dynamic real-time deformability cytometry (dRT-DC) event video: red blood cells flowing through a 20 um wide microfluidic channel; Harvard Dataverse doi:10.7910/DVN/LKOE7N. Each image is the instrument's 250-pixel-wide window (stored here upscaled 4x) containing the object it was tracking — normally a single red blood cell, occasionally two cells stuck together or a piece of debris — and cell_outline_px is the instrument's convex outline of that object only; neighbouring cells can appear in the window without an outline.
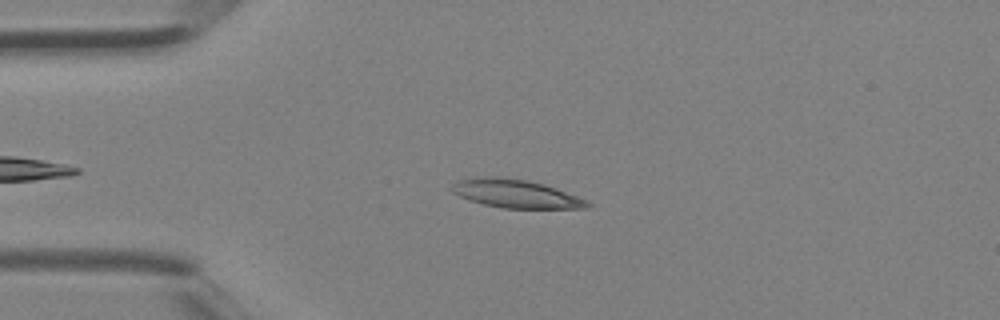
{"species": "Egyptian fruit bat (a non-hibernating species)", "species_latin": "Rousettus aegyptiacus", "temperature_condition": "room temperature", "stored_images_in_passage": 28, "camera_frame_rate_fps": 3000, "um_per_image_px": 0.085, "animal": {"sex": "female"}, "frame": {"image": 1, "passage_image": 1, "time_ms": 0.0, "image_size_px": [1000, 320], "cell_outline_px": [[592, 204], [588, 208], [504, 208], [484, 204], [468, 200], [452, 192], [448, 188], [456, 180], [476, 176], [500, 176], [528, 180], [544, 184], [556, 188], [588, 200]], "centroid_in_image_um": [43.79, 16.44], "position_along_channel_um": 41.2, "area_um2": 22.72}}
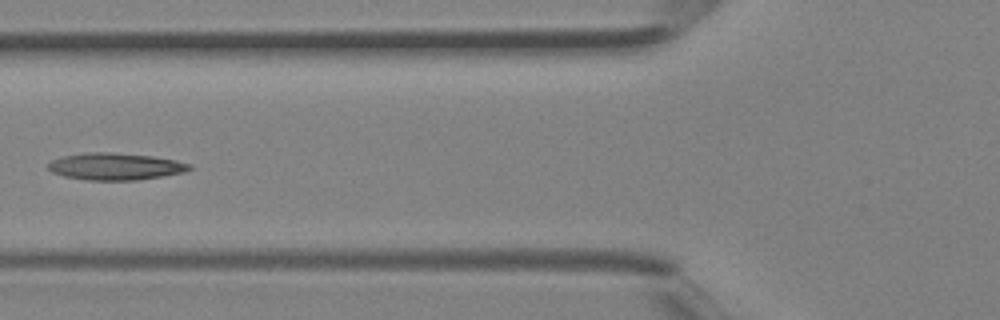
{"frame": {"image": 2, "passage_image": 7, "time_ms": 2.0, "image_size_px": [1000, 320], "cell_outline_px": [[192, 168], [184, 172], [164, 176], [136, 180], [84, 180], [64, 176], [52, 172], [48, 168], [48, 164], [52, 160], [64, 156], [88, 152], [112, 152], [152, 156], [176, 160], [192, 164]], "centroid_in_image_um": [9.83, 14.15], "position_along_channel_um": 116.0, "area_um2": 22.25}}
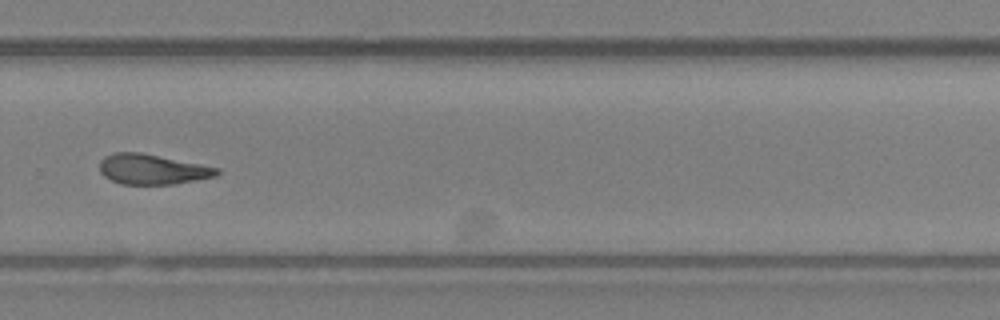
{"frame": {"image": 3, "passage_image": 19, "time_ms": 6.0, "image_size_px": [1000, 320], "cell_outline_px": [[220, 172], [216, 176], [196, 180], [172, 184], [120, 184], [104, 176], [100, 172], [100, 160], [104, 156], [112, 152], [140, 152], [220, 168]], "centroid_in_image_um": [12.92, 14.38], "position_along_channel_um": 316.9, "area_um2": 20.58}}